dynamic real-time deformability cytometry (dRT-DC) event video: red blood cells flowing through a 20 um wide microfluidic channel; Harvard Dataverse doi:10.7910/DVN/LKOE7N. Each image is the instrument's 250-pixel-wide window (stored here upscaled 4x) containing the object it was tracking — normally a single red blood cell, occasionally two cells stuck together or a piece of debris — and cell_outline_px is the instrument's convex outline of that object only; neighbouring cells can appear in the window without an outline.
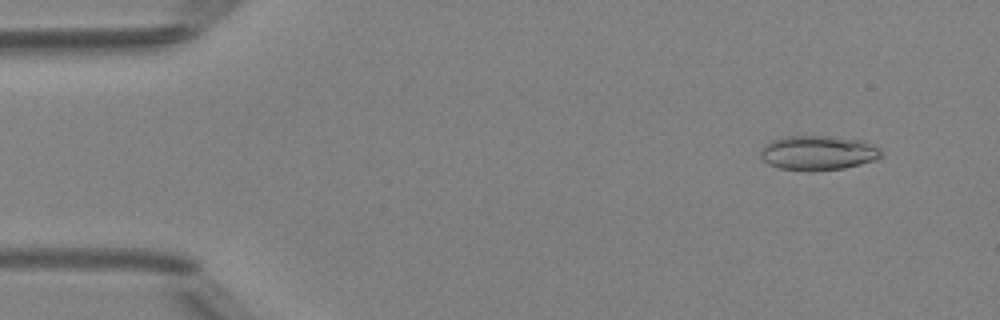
{"species": "Egyptian fruit bat (a non-hibernating species)", "species_latin": "Rousettus aegyptiacus", "temperature_condition": "room temperature", "stored_images_in_passage": 47, "camera_frame_rate_fps": 3000, "um_per_image_px": 0.085, "animal": {"sex": "female"}, "frame": {"image": 1, "passage_image": 3, "time_ms": 0.667, "image_size_px": [1000, 320], "cell_outline_px": [[884, 156], [880, 160], [844, 168], [812, 172], [780, 168], [768, 164], [760, 156], [760, 152], [772, 140], [784, 136], [828, 136], [860, 140], [880, 148]], "centroid_in_image_um": [69.6, 13.01], "position_along_channel_um": 15.4, "area_um2": 24.51}}
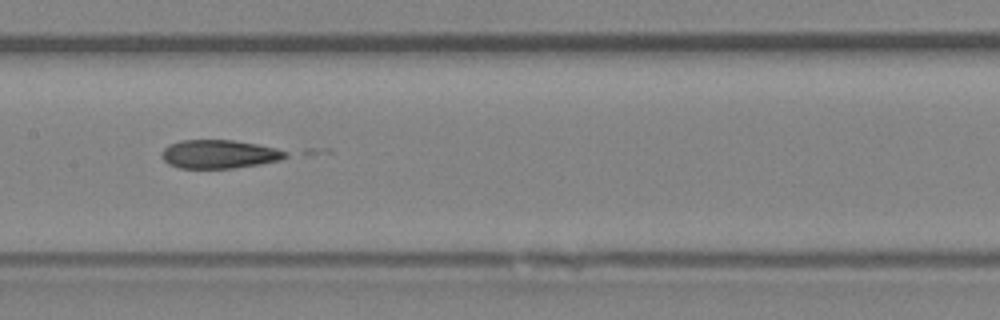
{"frame": {"image": 2, "passage_image": 23, "time_ms": 7.333, "image_size_px": [1000, 320], "cell_outline_px": [[288, 156], [280, 160], [260, 164], [232, 168], [180, 168], [168, 164], [160, 156], [160, 152], [168, 144], [180, 140], [232, 140], [256, 144], [276, 148], [288, 152]], "centroid_in_image_um": [18.59, 13.1], "position_along_channel_um": 188.8, "area_um2": 20.69}}
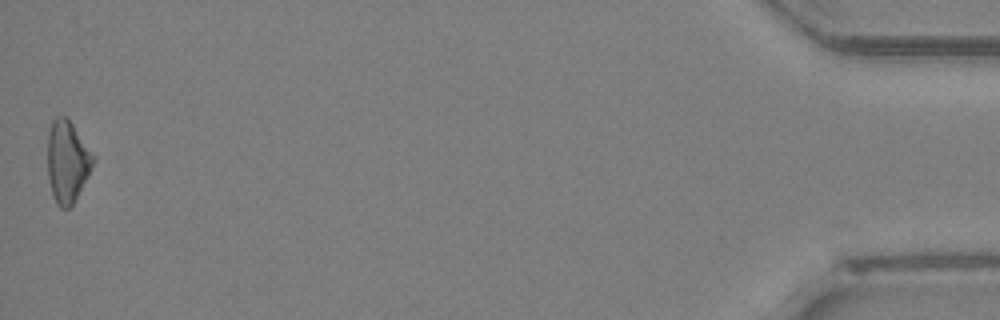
{"frame": {"image": 3, "passage_image": 47, "time_ms": 15.333, "image_size_px": [1000, 320], "cell_outline_px": [[96, 156], [88, 176], [72, 204], [68, 208], [60, 208], [56, 204], [52, 196], [48, 176], [48, 132], [52, 120], [56, 116], [64, 116], [72, 124]], "centroid_in_image_um": [5.71, 13.73], "position_along_channel_um": 429.5, "area_um2": 21.68}}